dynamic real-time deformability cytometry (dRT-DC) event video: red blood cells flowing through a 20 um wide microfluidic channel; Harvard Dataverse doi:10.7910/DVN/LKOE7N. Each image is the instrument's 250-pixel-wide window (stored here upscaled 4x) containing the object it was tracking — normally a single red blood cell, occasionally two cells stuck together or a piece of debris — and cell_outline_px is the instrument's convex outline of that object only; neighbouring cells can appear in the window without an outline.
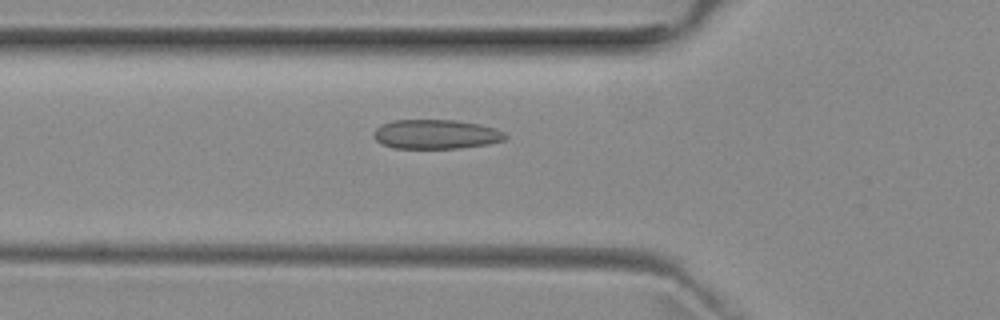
{"species": "common noctule bat (a hibernating species)", "species_latin": "Nyctalus noctula", "temperature_condition": "room temperature", "stored_images_in_passage": 47, "camera_frame_rate_fps": 3000, "um_per_image_px": 0.085, "animal": {"sex": "female", "body_mass_g": 29.2, "forearm_length_mm": 56.3}, "frame": {"image": 1, "passage_image": 13, "time_ms": 4.0, "image_size_px": [1000, 320], "cell_outline_px": [[508, 136], [504, 140], [488, 144], [460, 148], [392, 148], [380, 144], [372, 136], [372, 132], [376, 128], [392, 120], [456, 120], [480, 124], [496, 128], [504, 132]], "centroid_in_image_um": [37.04, 11.41], "position_along_channel_um": 88.8, "area_um2": 22.72}}
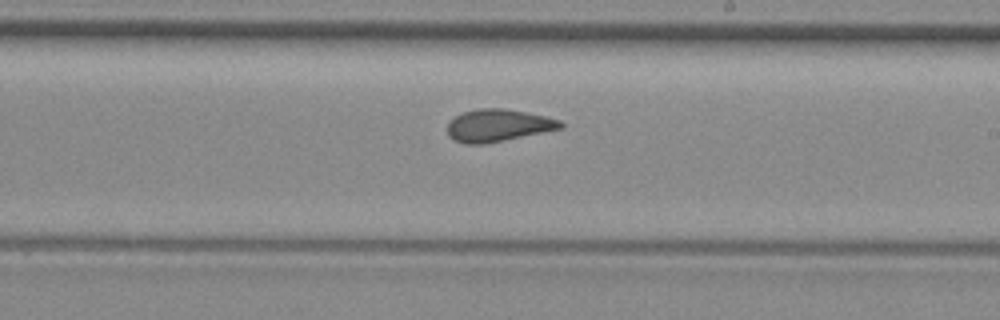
{"frame": {"image": 2, "passage_image": 25, "time_ms": 8.0, "image_size_px": [1000, 320], "cell_outline_px": [[564, 128], [484, 144], [464, 144], [452, 140], [448, 136], [448, 124], [456, 116], [464, 112], [476, 108], [504, 108], [544, 116], [560, 120], [564, 124]], "centroid_in_image_um": [42.33, 10.67], "position_along_channel_um": 246.7, "area_um2": 21.27}}
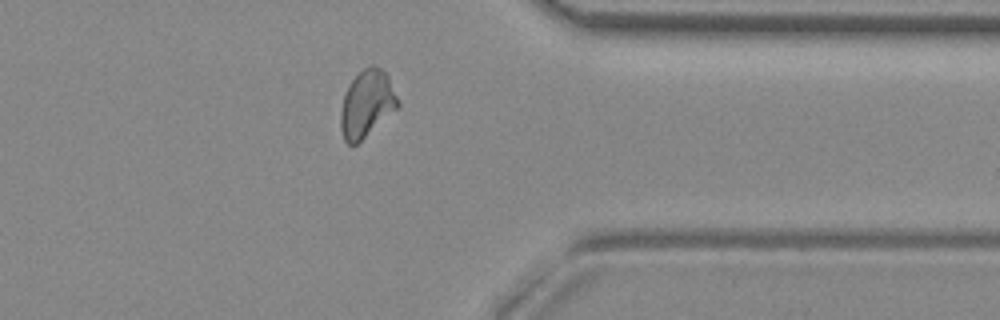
{"frame": {"image": 3, "passage_image": 36, "time_ms": 11.667, "image_size_px": [1000, 320], "cell_outline_px": [[400, 104], [396, 108], [356, 144], [348, 144], [344, 140], [340, 128], [340, 112], [344, 96], [348, 84], [364, 68], [372, 64], [380, 68], [388, 76], [400, 100]], "centroid_in_image_um": [31.16, 8.8], "position_along_channel_um": 380.2, "area_um2": 21.96}, "authors_computed_cell_mechanics": {"area_um2": 21.675, "velocity_mm_per_s": 3.9424, "shape_relaxation_time_tau1_ms": null, "shape_relaxation_time_tau2_ms": 1.4144, "deformation_change_tau1": null, "deformation_change_tau2": 0.0721}}